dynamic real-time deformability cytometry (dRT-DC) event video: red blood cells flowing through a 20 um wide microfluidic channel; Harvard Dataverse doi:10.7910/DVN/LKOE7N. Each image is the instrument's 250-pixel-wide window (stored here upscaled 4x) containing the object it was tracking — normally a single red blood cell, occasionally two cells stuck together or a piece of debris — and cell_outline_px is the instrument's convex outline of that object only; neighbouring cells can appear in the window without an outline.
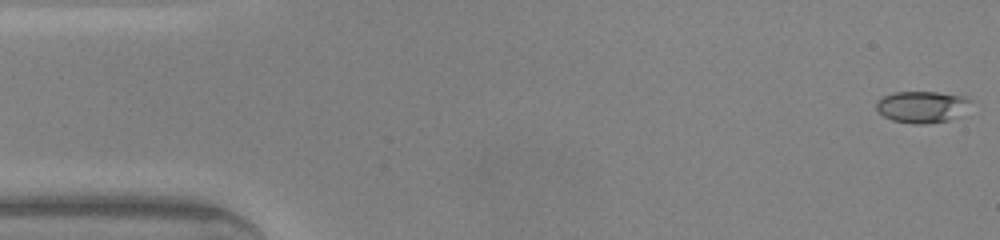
{"species": "common noctule bat (a hibernating species)", "species_latin": "Nyctalus noctula", "temperature_condition": "warm", "stored_images_in_passage": 46, "camera_frame_rate_fps": 3000, "um_per_image_px": 0.085, "animal": {"sex": "male", "body_mass_g": 20.0, "forearm_length_mm": 53.3}, "frame": {"image": 1, "passage_image": 1, "time_ms": 0.0, "image_size_px": [1000, 240], "cell_outline_px": [[972, 100], [948, 120], [924, 124], [916, 124], [892, 120], [884, 116], [876, 108], [876, 100], [892, 92], [936, 92], [964, 96]], "centroid_in_image_um": [78.26, 9.06], "position_along_channel_um": 6.7, "area_um2": 16.82}}
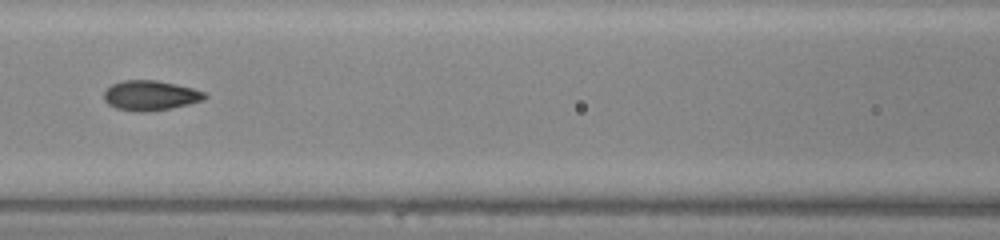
{"frame": {"image": 2, "passage_image": 20, "time_ms": 6.333, "image_size_px": [1000, 240], "cell_outline_px": [[208, 96], [200, 100], [188, 104], [168, 108], [140, 112], [136, 112], [116, 108], [108, 104], [104, 100], [104, 92], [112, 84], [124, 80], [156, 80], [176, 84], [192, 88], [204, 92]], "centroid_in_image_um": [12.74, 8.1], "position_along_channel_um": 153.9, "area_um2": 17.28}}
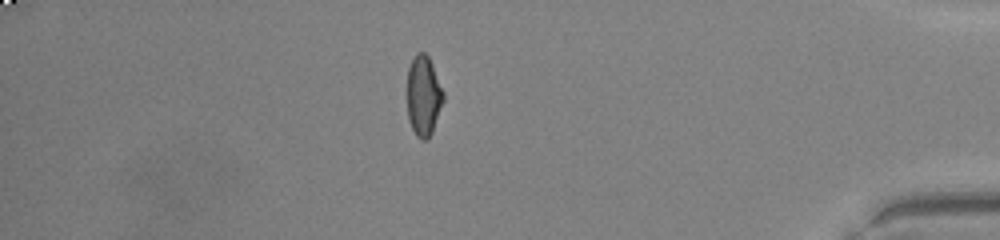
{"frame": {"image": 3, "passage_image": 40, "time_ms": 13.0, "image_size_px": [1000, 240], "cell_outline_px": [[444, 100], [432, 132], [428, 140], [420, 140], [416, 136], [408, 120], [408, 68], [416, 52], [424, 52], [428, 56], [432, 64], [444, 92]], "centroid_in_image_um": [36.0, 8.16], "position_along_channel_um": 399.2, "area_um2": 16.94}, "authors_computed_cell_mechanics": {"area_um2": 17.051, "velocity_mm_per_s": 4.3587, "shape_relaxation_time_tau1_ms": 5.7716, "shape_relaxation_time_tau2_ms": null, "deformation_change_tau1": 0.2033, "deformation_change_tau2": null}}